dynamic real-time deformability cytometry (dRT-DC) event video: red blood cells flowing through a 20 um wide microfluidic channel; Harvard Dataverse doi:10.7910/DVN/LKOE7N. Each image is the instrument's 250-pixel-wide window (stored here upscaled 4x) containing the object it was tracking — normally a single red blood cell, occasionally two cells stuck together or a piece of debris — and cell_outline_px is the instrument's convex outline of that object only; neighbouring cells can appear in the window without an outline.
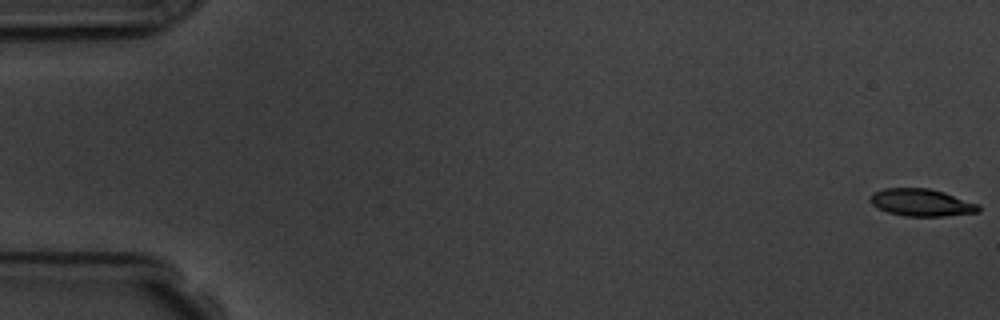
{"species": "common noctule bat (a hibernating species)", "species_latin": "Nyctalus noctula", "temperature_condition": "room temperature", "stored_images_in_passage": 5, "camera_frame_rate_fps": 3000, "um_per_image_px": 0.085, "animal": {"sex": "male", "body_mass_g": 19.5, "forearm_length_mm": 54.6}, "frame": {"image": 1, "passage_image": 1, "time_ms": 0.0, "image_size_px": [1000, 320], "cell_outline_px": [[980, 212], [944, 216], [904, 216], [888, 212], [876, 208], [868, 200], [868, 196], [872, 192], [884, 188], [928, 188], [944, 192], [980, 204]], "centroid_in_image_um": [78.29, 17.21], "position_along_channel_um": 6.7, "area_um2": 17.51}}
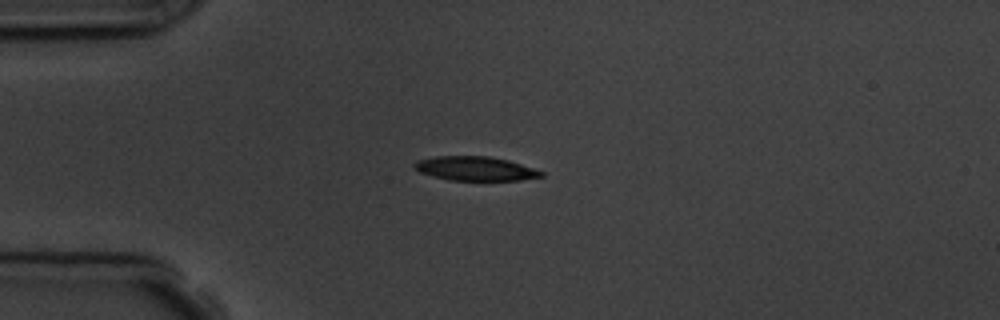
{"frame": {"image": 2, "passage_image": 5, "time_ms": 4.667, "image_size_px": [1000, 320], "cell_outline_px": [[544, 176], [520, 180], [452, 180], [420, 172], [412, 164], [416, 160], [436, 156], [488, 156], [508, 160], [544, 172]], "centroid_in_image_um": [40.4, 14.32], "position_along_channel_um": 44.6, "area_um2": 17.57}}